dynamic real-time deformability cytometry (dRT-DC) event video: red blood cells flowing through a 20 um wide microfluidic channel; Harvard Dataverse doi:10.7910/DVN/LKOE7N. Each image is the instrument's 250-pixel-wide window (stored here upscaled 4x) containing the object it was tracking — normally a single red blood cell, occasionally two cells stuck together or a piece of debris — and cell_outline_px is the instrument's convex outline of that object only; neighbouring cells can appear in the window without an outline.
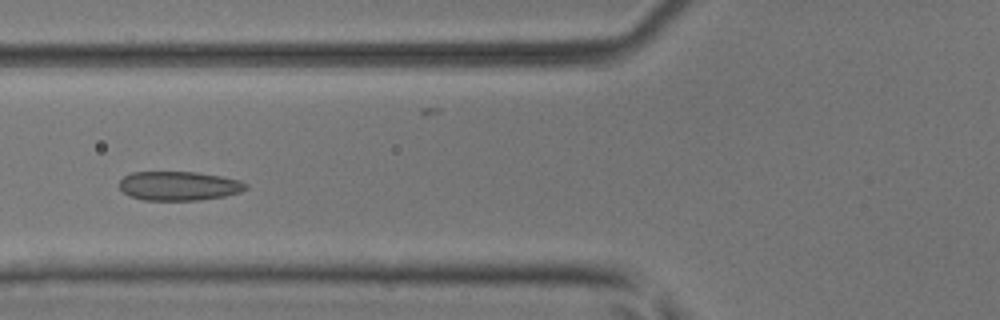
{"species": "common noctule bat (a hibernating species)", "species_latin": "Nyctalus noctula", "temperature_condition": "room temperature", "stored_images_in_passage": 3, "camera_frame_rate_fps": 3000, "um_per_image_px": 0.085, "animal": {"sex": "male", "body_mass_g": 17.9, "forearm_length_mm": 54.2}, "frame": {"image": 1, "passage_image": 3, "time_ms": 0.667, "image_size_px": [1000, 320], "cell_outline_px": [[248, 188], [240, 192], [224, 196], [200, 200], [144, 200], [128, 196], [120, 188], [120, 180], [124, 176], [132, 172], [196, 172], [220, 176], [240, 180], [248, 184]], "centroid_in_image_um": [15.21, 15.8], "position_along_channel_um": 110.6, "area_um2": 21.5}}